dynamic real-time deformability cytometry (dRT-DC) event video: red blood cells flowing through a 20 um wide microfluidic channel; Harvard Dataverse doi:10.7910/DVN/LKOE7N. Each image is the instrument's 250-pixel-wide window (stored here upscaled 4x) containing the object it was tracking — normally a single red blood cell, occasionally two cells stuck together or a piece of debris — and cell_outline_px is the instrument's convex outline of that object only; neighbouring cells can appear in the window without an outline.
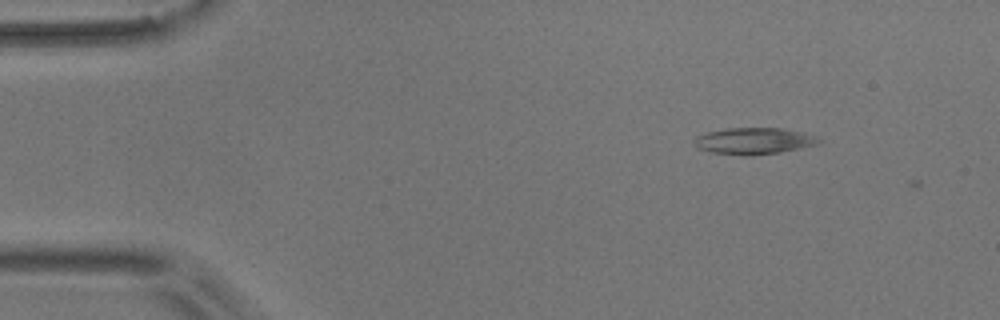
{"species": "common noctule bat (a hibernating species)", "species_latin": "Nyctalus noctula", "temperature_condition": "room temperature", "stored_images_in_passage": 4, "camera_frame_rate_fps": 3000, "um_per_image_px": 0.085, "animal": {"sex": "male", "body_mass_g": 17.9}, "frame": {"image": 1, "passage_image": 2, "time_ms": 0.333, "image_size_px": [1000, 320], "cell_outline_px": [[824, 140], [820, 144], [780, 152], [752, 156], [744, 156], [712, 152], [700, 148], [696, 144], [696, 136], [708, 132], [728, 128], [780, 128], [800, 132], [816, 136]], "centroid_in_image_um": [64.15, 11.99], "position_along_channel_um": 20.8, "area_um2": 19.13}}